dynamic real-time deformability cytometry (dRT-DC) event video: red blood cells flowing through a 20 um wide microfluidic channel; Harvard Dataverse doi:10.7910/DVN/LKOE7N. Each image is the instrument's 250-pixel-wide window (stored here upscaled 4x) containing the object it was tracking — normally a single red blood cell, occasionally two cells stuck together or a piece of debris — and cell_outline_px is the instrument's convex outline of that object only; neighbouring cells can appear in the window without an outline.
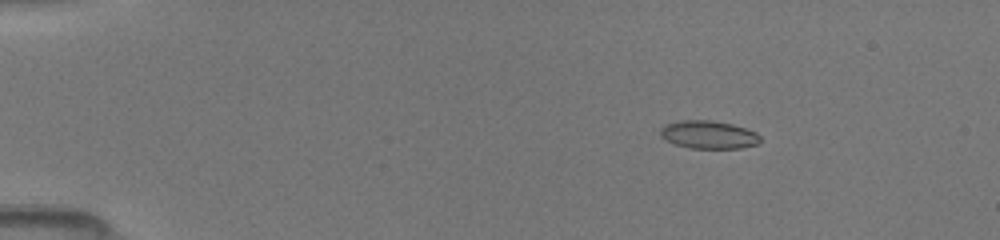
{"species": "common noctule bat (a hibernating species)", "species_latin": "Nyctalus noctula", "temperature_condition": "room temperature", "stored_images_in_passage": 50, "camera_frame_rate_fps": 3000, "um_per_image_px": 0.085, "animal": {"sex": "female", "body_mass_g": 19.5, "forearm_length_mm": 54.1}, "frame": {"image": 1, "passage_image": 8, "time_ms": 2.333, "image_size_px": [1000, 240], "cell_outline_px": [[760, 144], [740, 148], [688, 148], [664, 140], [660, 136], [660, 128], [664, 124], [680, 120], [712, 120], [732, 124], [756, 132], [760, 136]], "centroid_in_image_um": [60.2, 11.44], "position_along_channel_um": 24.8, "area_um2": 16.47}}
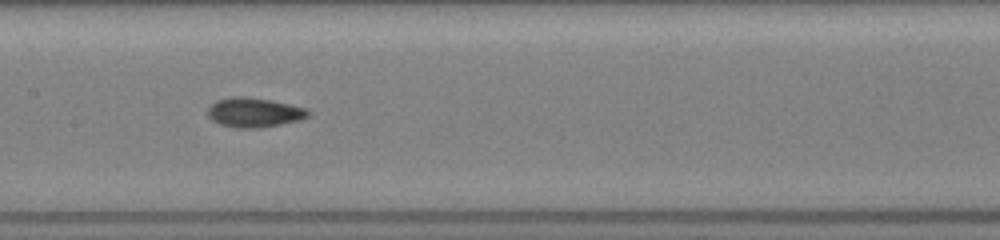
{"frame": {"image": 2, "passage_image": 26, "time_ms": 8.333, "image_size_px": [1000, 240], "cell_outline_px": [[308, 116], [300, 120], [260, 128], [236, 128], [220, 124], [212, 120], [208, 116], [208, 108], [216, 100], [232, 96], [244, 96], [272, 100], [308, 108]], "centroid_in_image_um": [21.59, 9.55], "position_along_channel_um": 185.8, "area_um2": 17.34}}
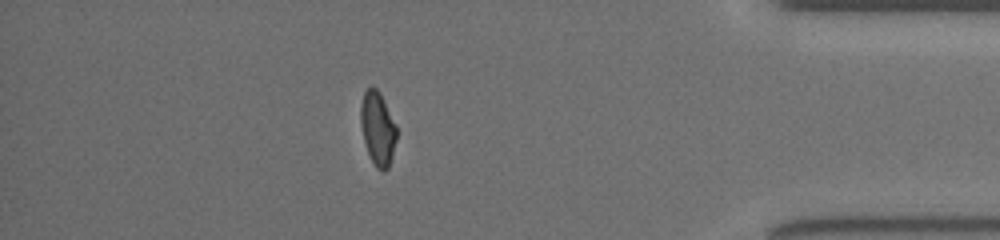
{"frame": {"image": 3, "passage_image": 44, "time_ms": 14.333, "image_size_px": [1000, 240], "cell_outline_px": [[396, 140], [392, 156], [388, 168], [384, 172], [376, 168], [368, 152], [364, 140], [360, 124], [360, 104], [364, 92], [372, 84], [380, 92], [396, 124]], "centroid_in_image_um": [32.1, 10.89], "position_along_channel_um": 403.1, "area_um2": 15.49}}